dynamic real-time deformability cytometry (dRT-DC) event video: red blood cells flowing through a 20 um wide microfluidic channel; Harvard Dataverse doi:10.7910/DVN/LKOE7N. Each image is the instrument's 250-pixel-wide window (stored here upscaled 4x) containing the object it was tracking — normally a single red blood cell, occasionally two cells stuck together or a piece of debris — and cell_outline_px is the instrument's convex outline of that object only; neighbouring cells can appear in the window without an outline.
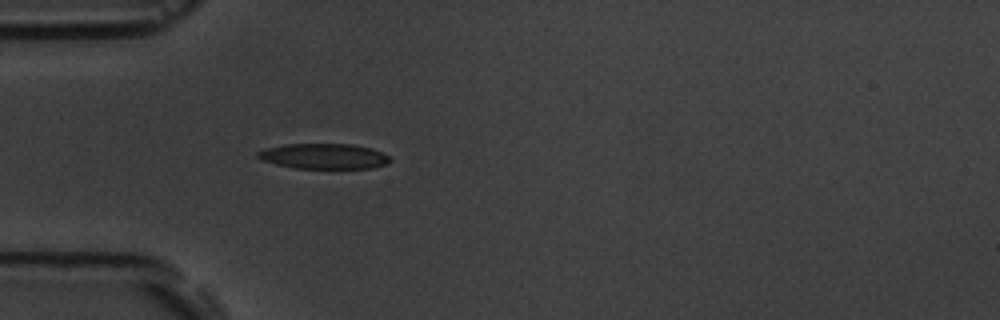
{"species": "common noctule bat (a hibernating species)", "species_latin": "Nyctalus noctula", "temperature_condition": "room temperature", "stored_images_in_passage": 1, "camera_frame_rate_fps": 3000, "um_per_image_px": 0.085, "animal": {"sex": "male", "body_mass_g": 19.5, "forearm_length_mm": 54.6}, "frame": {"image": 1, "passage_image": 1, "time_ms": 0.0, "image_size_px": [1000, 320], "cell_outline_px": [[392, 160], [388, 164], [372, 168], [296, 168], [276, 164], [260, 160], [256, 156], [256, 152], [268, 148], [288, 144], [352, 144], [372, 148], [388, 156]], "centroid_in_image_um": [27.54, 13.28], "position_along_channel_um": 57.5, "area_um2": 19.48}}